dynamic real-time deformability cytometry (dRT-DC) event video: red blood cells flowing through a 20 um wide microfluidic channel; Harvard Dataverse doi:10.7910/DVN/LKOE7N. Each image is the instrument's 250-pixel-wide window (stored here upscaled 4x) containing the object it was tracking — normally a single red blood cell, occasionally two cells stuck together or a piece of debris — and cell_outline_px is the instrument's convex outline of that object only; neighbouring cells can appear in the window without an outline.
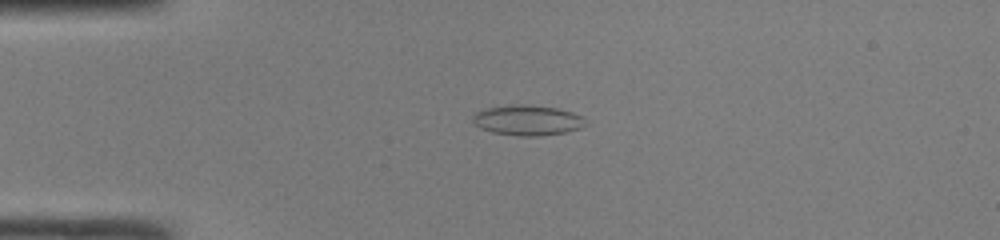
{"species": "common noctule bat (a hibernating species)", "species_latin": "Nyctalus noctula", "temperature_condition": "room temperature", "stored_images_in_passage": 48, "camera_frame_rate_fps": 3000, "um_per_image_px": 0.085, "animal": {"sex": "male", "body_mass_g": 19.0, "forearm_length_mm": 50.8}, "frame": {"image": 1, "passage_image": 12, "time_ms": 3.667, "image_size_px": [1000, 240], "cell_outline_px": [[584, 124], [580, 128], [564, 132], [540, 136], [520, 136], [492, 132], [480, 128], [472, 120], [472, 112], [488, 108], [512, 104], [524, 104], [556, 108], [572, 112], [580, 116]], "centroid_in_image_um": [44.76, 10.21], "position_along_channel_um": 40.2, "area_um2": 19.71}}
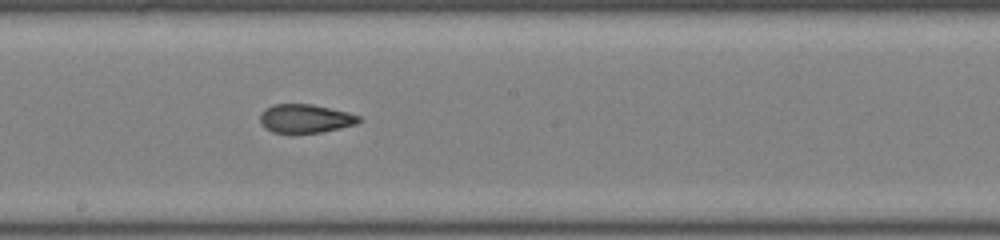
{"frame": {"image": 2, "passage_image": 27, "time_ms": 8.667, "image_size_px": [1000, 240], "cell_outline_px": [[364, 120], [356, 124], [340, 128], [320, 132], [272, 132], [264, 128], [260, 124], [260, 112], [264, 108], [272, 104], [312, 104], [348, 112], [360, 116]], "centroid_in_image_um": [25.94, 10.06], "position_along_channel_um": 222.3, "area_um2": 16.59}}
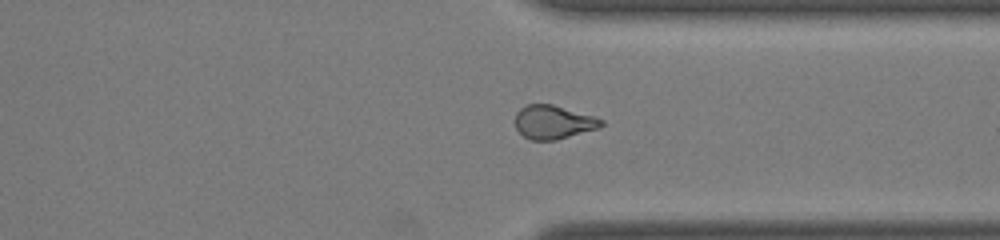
{"frame": {"image": 3, "passage_image": 37, "time_ms": 12.0, "image_size_px": [1000, 240], "cell_outline_px": [[604, 124], [600, 128], [556, 140], [532, 140], [524, 136], [516, 128], [516, 112], [520, 108], [528, 104], [552, 104], [592, 116], [604, 120]], "centroid_in_image_um": [47.04, 10.38], "position_along_channel_um": 364.4, "area_um2": 16.76}, "authors_computed_cell_mechanics": {"area_um2": 17.8602, "velocity_mm_per_s": 4.2483, "shape_relaxation_time_tau1_ms": null, "shape_relaxation_time_tau2_ms": 1.6009, "deformation_change_tau1": null, "deformation_change_tau2": 0.0866}}